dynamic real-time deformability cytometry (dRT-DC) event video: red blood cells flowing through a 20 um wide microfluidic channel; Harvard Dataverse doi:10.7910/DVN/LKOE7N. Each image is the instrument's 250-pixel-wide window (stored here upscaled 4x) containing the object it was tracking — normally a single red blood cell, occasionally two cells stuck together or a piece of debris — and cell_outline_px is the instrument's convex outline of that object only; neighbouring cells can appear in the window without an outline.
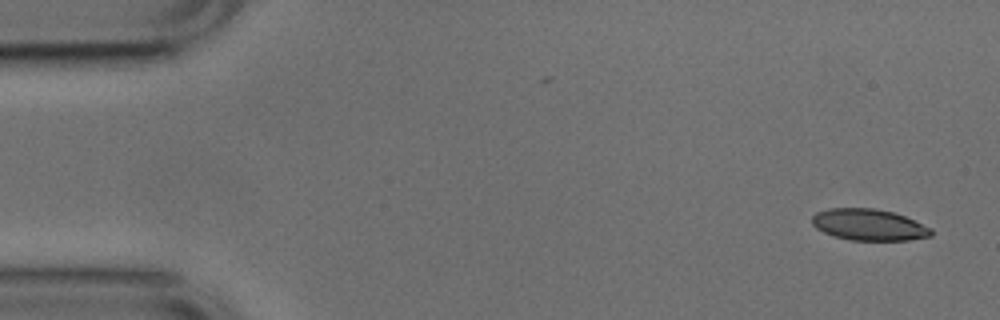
{"species": "common noctule bat (a hibernating species)", "species_latin": "Nyctalus noctula", "temperature_condition": "cold", "stored_images_in_passage": 5, "camera_frame_rate_fps": 3000, "um_per_image_px": 0.085, "animal": {"sex": "male", "body_mass_g": 17.9, "forearm_length_mm": 54.2}, "frame": {"image": 1, "passage_image": 1, "time_ms": 0.0, "image_size_px": [1000, 320], "cell_outline_px": [[932, 236], [908, 240], [852, 240], [832, 236], [816, 228], [812, 224], [812, 216], [816, 212], [828, 208], [876, 208], [892, 212], [904, 216], [932, 228]], "centroid_in_image_um": [73.83, 19.1], "position_along_channel_um": 11.2, "area_um2": 21.85}}
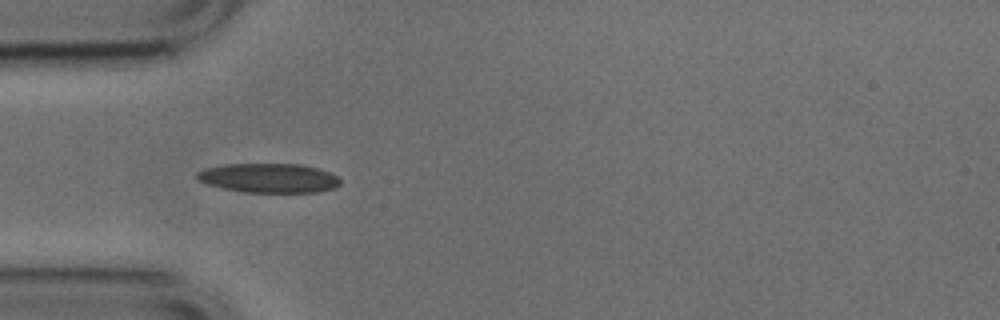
{"frame": {"image": 2, "passage_image": 4, "time_ms": 1.0, "image_size_px": [1000, 320], "cell_outline_px": [[340, 184], [336, 188], [320, 192], [244, 192], [224, 188], [208, 184], [200, 180], [196, 176], [196, 172], [204, 168], [224, 164], [300, 164], [316, 168], [328, 172], [336, 176], [340, 180]], "centroid_in_image_um": [22.86, 15.13], "position_along_channel_um": 62.1, "area_um2": 24.39}}